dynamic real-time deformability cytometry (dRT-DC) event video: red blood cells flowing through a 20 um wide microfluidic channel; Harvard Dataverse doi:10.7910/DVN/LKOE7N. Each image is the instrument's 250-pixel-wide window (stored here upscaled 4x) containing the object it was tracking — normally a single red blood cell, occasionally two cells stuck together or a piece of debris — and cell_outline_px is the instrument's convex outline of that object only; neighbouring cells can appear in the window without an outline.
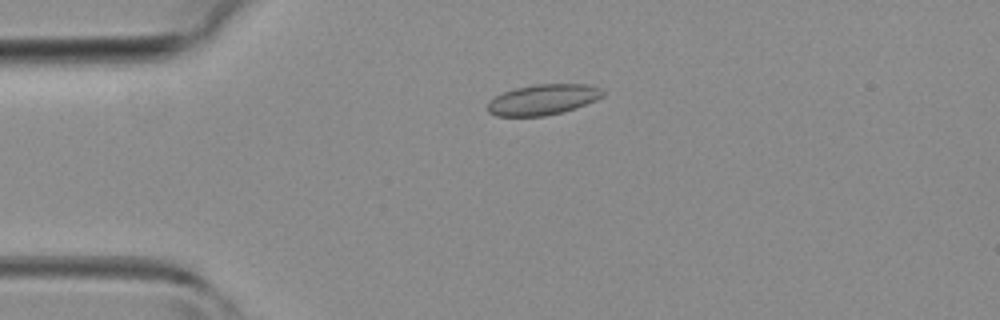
{"species": "common noctule bat (a hibernating species)", "species_latin": "Nyctalus noctula", "temperature_condition": "room temperature", "stored_images_in_passage": 44, "camera_frame_rate_fps": 3000, "um_per_image_px": 0.085, "animal": {"sex": "female", "body_mass_g": 19.3, "forearm_length_mm": 54.1}, "frame": {"image": 1, "passage_image": 10, "time_ms": 3.0, "image_size_px": [1000, 320], "cell_outline_px": [[604, 96], [596, 100], [576, 108], [564, 112], [544, 116], [496, 116], [488, 112], [488, 104], [496, 96], [504, 92], [516, 88], [536, 84], [588, 84], [600, 88], [604, 92]], "centroid_in_image_um": [46.19, 8.47], "position_along_channel_um": 38.8, "area_um2": 20.46}}
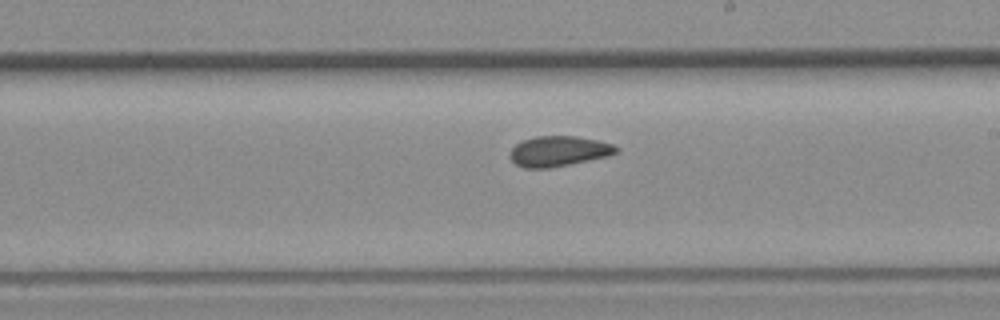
{"frame": {"image": 2, "passage_image": 25, "time_ms": 8.0, "image_size_px": [1000, 320], "cell_outline_px": [[620, 148], [616, 152], [608, 156], [548, 168], [524, 168], [516, 164], [512, 160], [512, 148], [516, 144], [524, 140], [536, 136], [576, 136], [596, 140], [612, 144]], "centroid_in_image_um": [47.5, 12.84], "position_along_channel_um": 241.5, "area_um2": 18.38}}
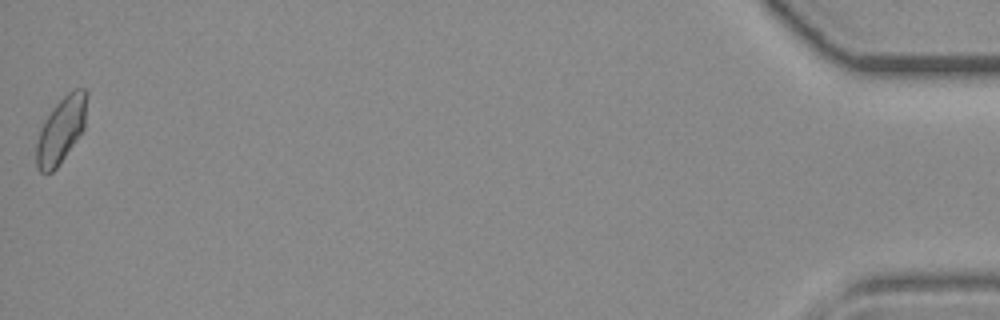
{"frame": {"image": 3, "passage_image": 44, "time_ms": 14.333, "image_size_px": [1000, 320], "cell_outline_px": [[88, 92], [84, 128], [60, 164], [52, 172], [40, 172], [36, 168], [36, 144], [40, 128], [44, 120], [52, 108], [68, 92], [76, 88], [84, 88]], "centroid_in_image_um": [5.18, 11.04], "position_along_channel_um": 430.0, "area_um2": 19.48}}